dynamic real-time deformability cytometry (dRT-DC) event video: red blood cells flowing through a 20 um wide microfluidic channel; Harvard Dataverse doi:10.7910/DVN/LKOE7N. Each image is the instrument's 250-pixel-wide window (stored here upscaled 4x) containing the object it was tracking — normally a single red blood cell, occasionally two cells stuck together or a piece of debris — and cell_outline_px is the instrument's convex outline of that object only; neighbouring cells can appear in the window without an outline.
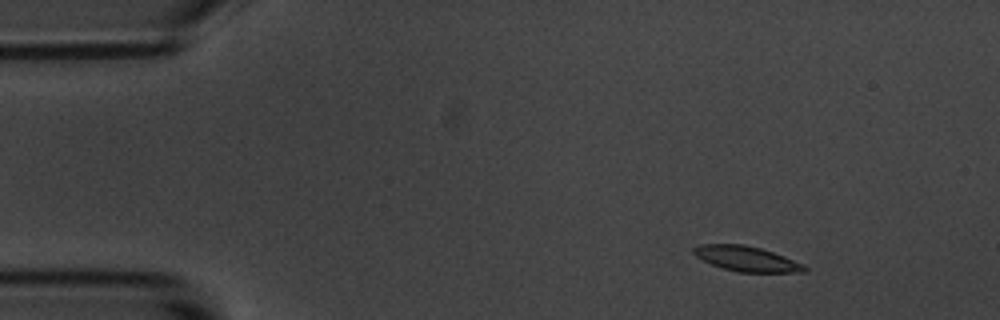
{"species": "common noctule bat (a hibernating species)", "species_latin": "Nyctalus noctula", "temperature_condition": "room temperature", "stored_images_in_passage": 7, "camera_frame_rate_fps": 3000, "um_per_image_px": 0.085, "animal": {"sex": "male", "body_mass_g": 20.1, "forearm_length_mm": 53.5}, "frame": {"image": 1, "passage_image": 2, "time_ms": 1.0, "image_size_px": [1000, 320], "cell_outline_px": [[808, 272], [736, 272], [712, 264], [696, 256], [692, 252], [692, 248], [700, 244], [744, 244], [760, 248], [784, 256], [804, 264], [808, 268]], "centroid_in_image_um": [63.48, 21.99], "position_along_channel_um": 21.5, "area_um2": 16.18}}
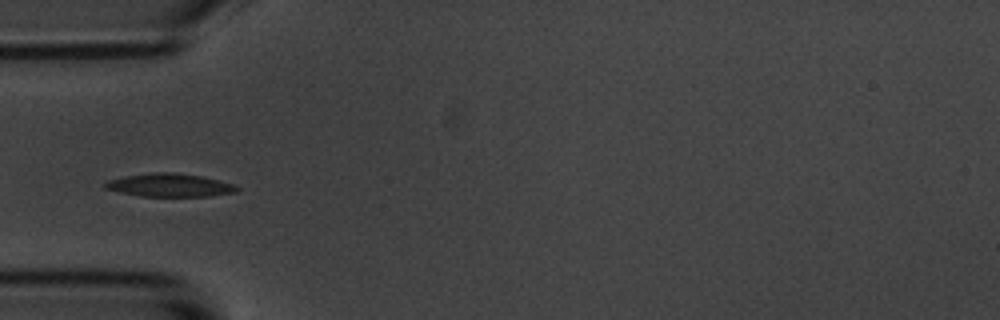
{"frame": {"image": 2, "passage_image": 5, "time_ms": 4.667, "image_size_px": [1000, 320], "cell_outline_px": [[240, 188], [236, 192], [208, 196], [140, 196], [120, 192], [104, 188], [104, 184], [108, 180], [124, 176], [152, 172], [176, 172], [200, 176], [220, 180], [236, 184]], "centroid_in_image_um": [14.44, 15.73], "position_along_channel_um": 70.6, "area_um2": 17.86}}
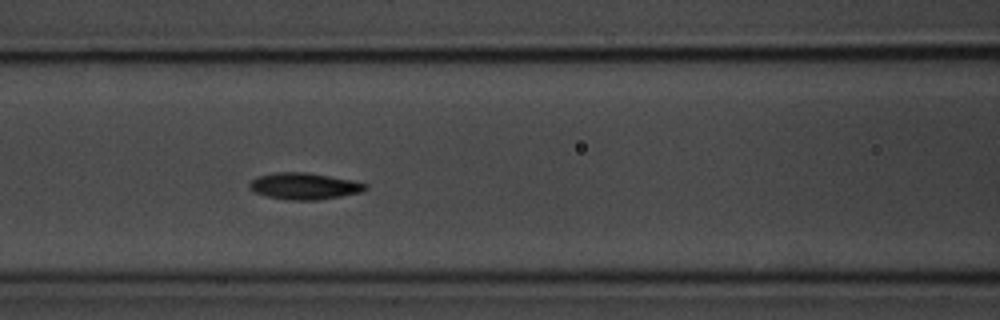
{"frame": {"image": 3, "passage_image": 7, "time_ms": 6.667, "image_size_px": [1000, 320], "cell_outline_px": [[368, 188], [360, 192], [340, 196], [316, 200], [288, 200], [268, 196], [256, 192], [248, 188], [248, 184], [252, 180], [260, 176], [276, 172], [308, 172], [356, 180], [368, 184]], "centroid_in_image_um": [25.9, 15.81], "position_along_channel_um": 140.7, "area_um2": 17.98}}